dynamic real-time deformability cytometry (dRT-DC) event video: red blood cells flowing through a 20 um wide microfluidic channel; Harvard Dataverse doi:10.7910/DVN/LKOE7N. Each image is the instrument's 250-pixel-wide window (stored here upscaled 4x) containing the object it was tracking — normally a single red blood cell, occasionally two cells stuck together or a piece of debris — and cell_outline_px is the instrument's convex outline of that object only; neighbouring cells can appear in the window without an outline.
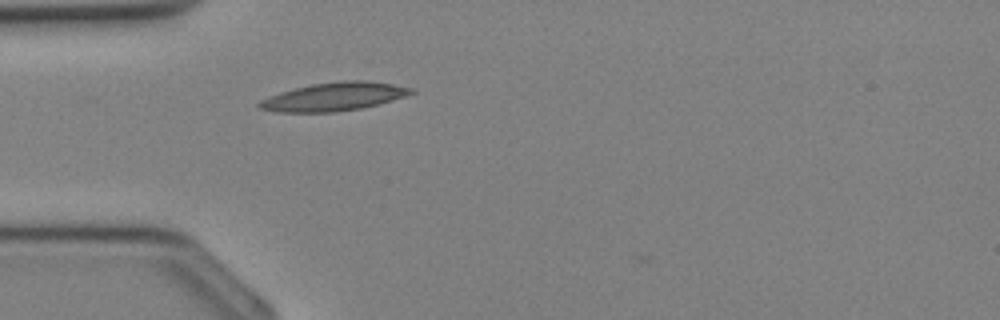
{"species": "Egyptian fruit bat (a non-hibernating species)", "species_latin": "Rousettus aegyptiacus", "temperature_condition": "cold", "stored_images_in_passage": 26, "camera_frame_rate_fps": 3000, "um_per_image_px": 0.085, "animal": {"sex": "female"}, "frame": {"image": 1, "passage_image": 1, "time_ms": 0.0, "image_size_px": [1000, 320], "cell_outline_px": [[416, 92], [408, 96], [380, 104], [360, 108], [332, 112], [276, 112], [256, 108], [256, 104], [260, 100], [280, 92], [312, 84], [344, 80], [368, 80], [416, 88]], "centroid_in_image_um": [28.43, 8.21], "position_along_channel_um": 56.6, "area_um2": 25.32}}
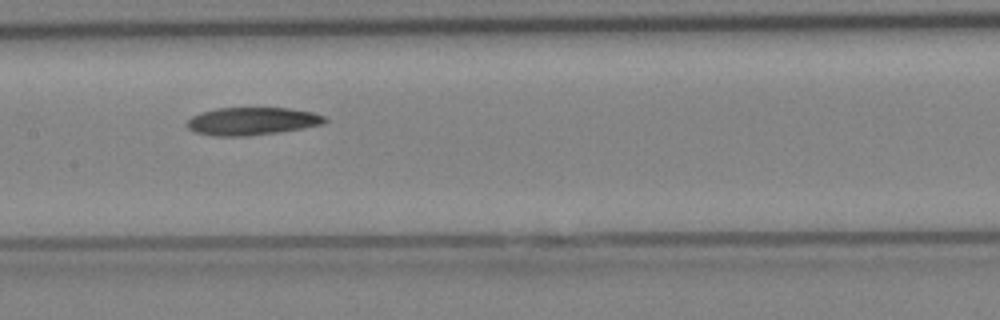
{"frame": {"image": 2, "passage_image": 8, "time_ms": 2.333, "image_size_px": [1000, 320], "cell_outline_px": [[328, 120], [324, 124], [276, 132], [248, 136], [216, 136], [196, 132], [188, 128], [188, 120], [192, 116], [200, 112], [216, 108], [288, 108], [312, 112], [324, 116]], "centroid_in_image_um": [21.42, 10.29], "position_along_channel_um": 186.0, "area_um2": 22.08}}
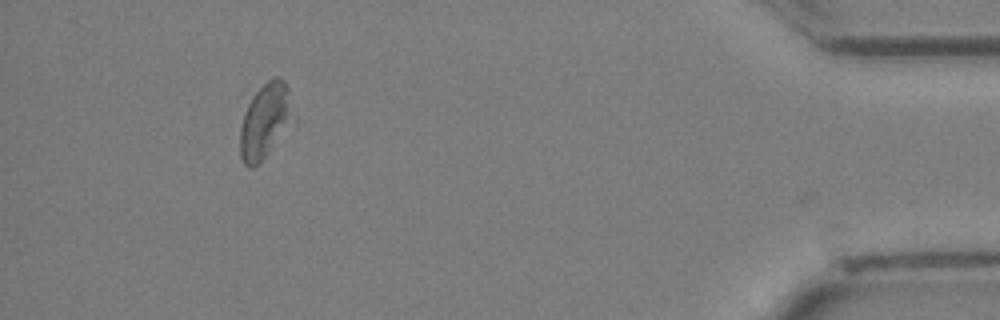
{"frame": {"image": 3, "passage_image": 23, "time_ms": 7.333, "image_size_px": [1000, 320], "cell_outline_px": [[296, 124], [252, 168], [248, 168], [244, 164], [240, 156], [240, 128], [248, 96], [252, 92], [272, 76], [280, 76], [284, 80], [288, 88], [296, 120]], "centroid_in_image_um": [22.57, 10.2], "position_along_channel_um": 412.6, "area_um2": 24.28}}